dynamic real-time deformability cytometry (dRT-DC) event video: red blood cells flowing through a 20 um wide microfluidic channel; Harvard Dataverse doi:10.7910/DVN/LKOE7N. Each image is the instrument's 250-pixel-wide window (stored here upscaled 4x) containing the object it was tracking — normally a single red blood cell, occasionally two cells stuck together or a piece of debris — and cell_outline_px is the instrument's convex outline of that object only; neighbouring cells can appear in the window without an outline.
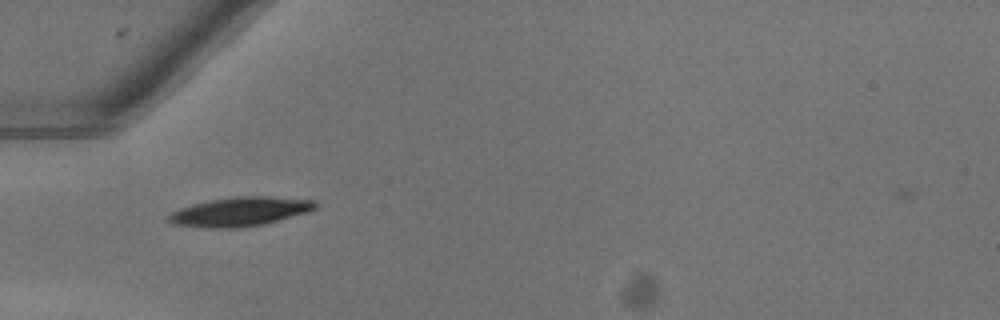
{"species": "common noctule bat (a hibernating species)", "species_latin": "Nyctalus noctula", "temperature_condition": "warm", "stored_images_in_passage": 21, "camera_frame_rate_fps": 3000, "um_per_image_px": 0.085, "animal": {"sex": "female"}, "frame": {"image": 1, "passage_image": 3, "time_ms": 0.667, "image_size_px": [1000, 320], "cell_outline_px": [[320, 204], [316, 208], [308, 212], [264, 224], [244, 228], [204, 228], [172, 224], [168, 220], [168, 216], [172, 212], [180, 208], [192, 204], [232, 196], [272, 196], [316, 200]], "centroid_in_image_um": [20.44, 17.99], "position_along_channel_um": 64.6, "area_um2": 25.2}}
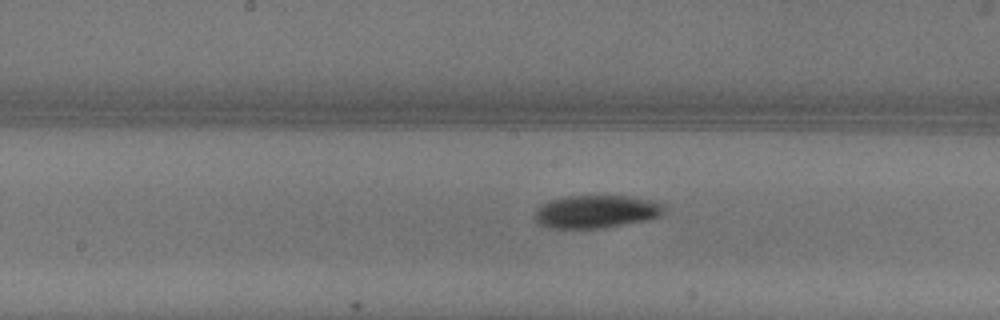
{"frame": {"image": 2, "passage_image": 13, "time_ms": 4.0, "image_size_px": [1000, 320], "cell_outline_px": [[664, 212], [660, 216], [648, 220], [604, 228], [548, 228], [540, 224], [536, 220], [536, 212], [540, 204], [548, 200], [564, 196], [628, 196], [648, 200], [660, 204], [664, 208]], "centroid_in_image_um": [50.64, 17.99], "position_along_channel_um": 197.6, "area_um2": 24.74}}
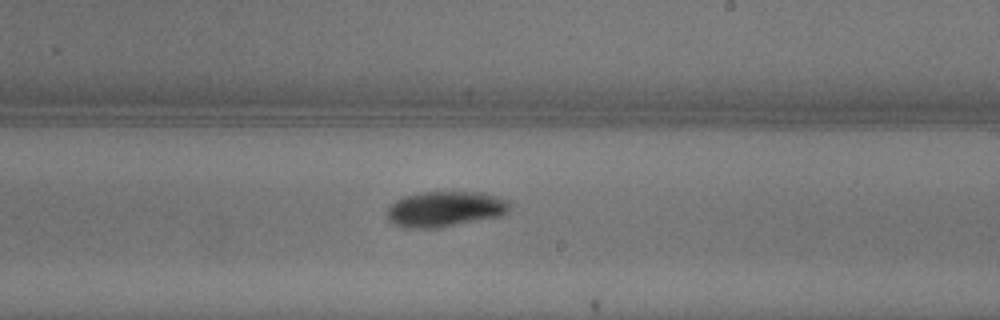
{"frame": {"image": 3, "passage_image": 17, "time_ms": 5.333, "image_size_px": [1000, 320], "cell_outline_px": [[512, 204], [508, 212], [500, 216], [440, 228], [408, 228], [392, 224], [388, 220], [388, 208], [396, 200], [404, 196], [420, 192], [480, 192], [500, 196], [508, 200]], "centroid_in_image_um": [37.87, 17.77], "position_along_channel_um": 251.1, "area_um2": 25.66}}